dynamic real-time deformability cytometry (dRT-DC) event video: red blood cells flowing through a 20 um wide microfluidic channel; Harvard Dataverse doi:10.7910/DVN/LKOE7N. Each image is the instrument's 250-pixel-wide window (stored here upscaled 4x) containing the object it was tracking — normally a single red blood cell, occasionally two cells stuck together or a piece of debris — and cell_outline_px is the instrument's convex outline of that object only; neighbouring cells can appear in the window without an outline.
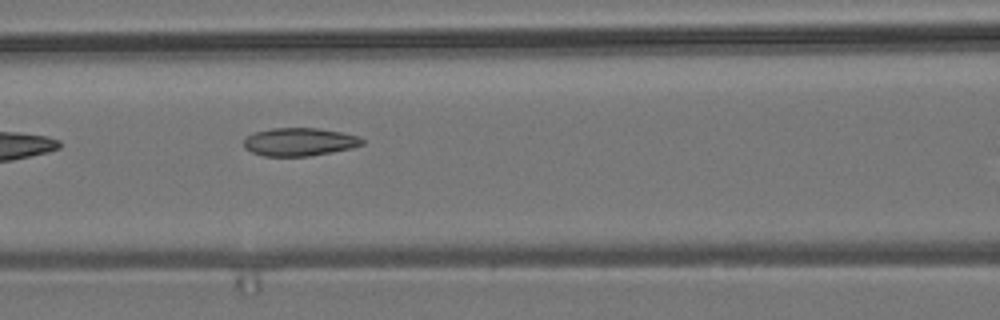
{"species": "common noctule bat (a hibernating species)", "species_latin": "Nyctalus noctula", "temperature_condition": "room temperature", "stored_images_in_passage": 6, "camera_frame_rate_fps": 3000, "um_per_image_px": 0.085, "animal": {"sex": "male", "body_mass_g": 19.2, "forearm_length_mm": 51.8}, "frame": {"image": 1, "passage_image": 5, "time_ms": 4.667, "image_size_px": [1000, 320], "cell_outline_px": [[364, 144], [352, 148], [332, 152], [308, 156], [264, 156], [252, 152], [244, 148], [244, 140], [248, 136], [256, 132], [272, 128], [316, 128], [340, 132], [360, 136], [364, 140]], "centroid_in_image_um": [25.48, 12.06], "position_along_channel_um": 141.1, "area_um2": 19.31}}
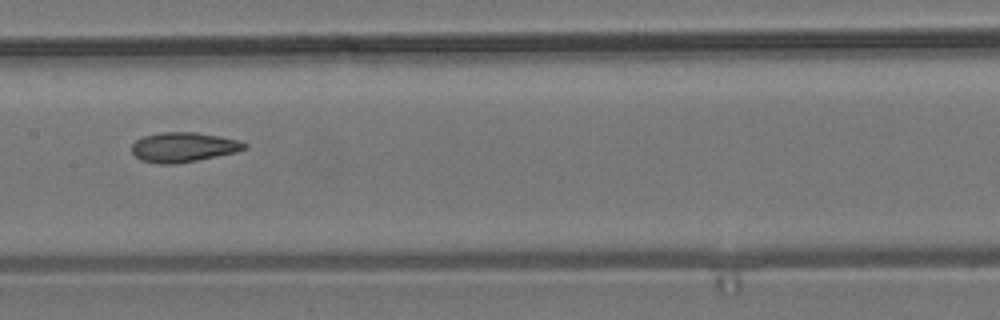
{"frame": {"image": 2, "passage_image": 6, "time_ms": 6.0, "image_size_px": [1000, 320], "cell_outline_px": [[248, 148], [236, 152], [176, 164], [156, 164], [140, 160], [132, 152], [132, 144], [136, 140], [144, 136], [160, 132], [196, 132], [236, 140], [248, 144]], "centroid_in_image_um": [15.56, 12.51], "position_along_channel_um": 191.8, "area_um2": 19.42}}